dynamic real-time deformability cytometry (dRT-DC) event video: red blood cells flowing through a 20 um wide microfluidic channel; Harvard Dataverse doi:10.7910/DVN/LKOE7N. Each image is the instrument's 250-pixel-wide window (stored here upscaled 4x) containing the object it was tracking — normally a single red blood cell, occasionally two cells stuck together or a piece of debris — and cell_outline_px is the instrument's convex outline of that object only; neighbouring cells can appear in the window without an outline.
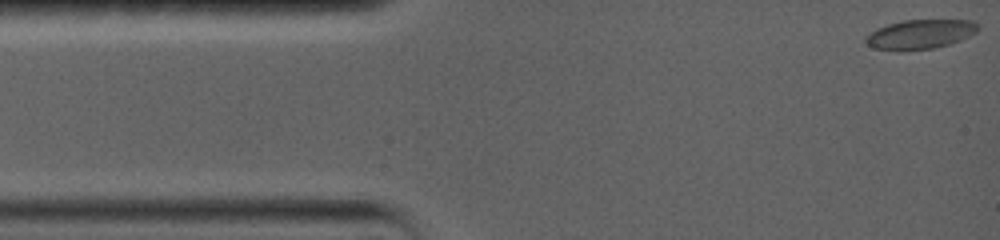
{"species": "common noctule bat (a hibernating species)", "species_latin": "Nyctalus noctula", "temperature_condition": "warm", "stored_images_in_passage": 42, "camera_frame_rate_fps": 5000, "um_per_image_px": 0.085, "animal": {"sex": "female", "body_mass_g": 19.0, "forearm_length_mm": 56.7}, "frame": {"image": 1, "passage_image": 1, "time_ms": 0.0, "image_size_px": [1000, 240], "cell_outline_px": [[980, 28], [976, 32], [960, 40], [948, 44], [932, 48], [876, 48], [868, 44], [864, 40], [864, 36], [876, 28], [888, 24], [904, 20], [972, 20]], "centroid_in_image_um": [78.23, 2.86], "position_along_channel_um": 6.8, "area_um2": 18.5}}
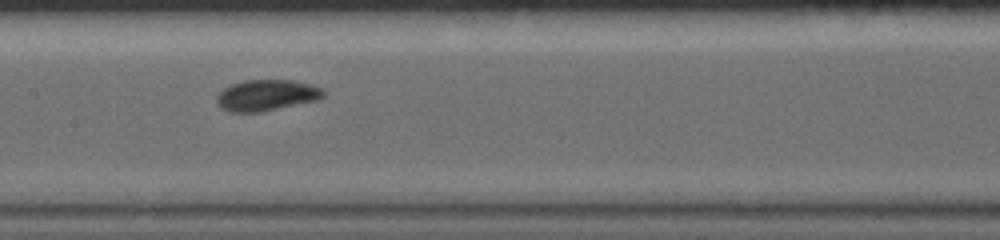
{"frame": {"image": 2, "passage_image": 25, "time_ms": 7.2, "image_size_px": [1000, 240], "cell_outline_px": [[324, 96], [316, 100], [260, 112], [228, 112], [220, 108], [216, 104], [216, 96], [224, 88], [232, 84], [244, 80], [296, 80], [324, 88]], "centroid_in_image_um": [22.63, 8.09], "position_along_channel_um": 184.8, "area_um2": 19.42}}
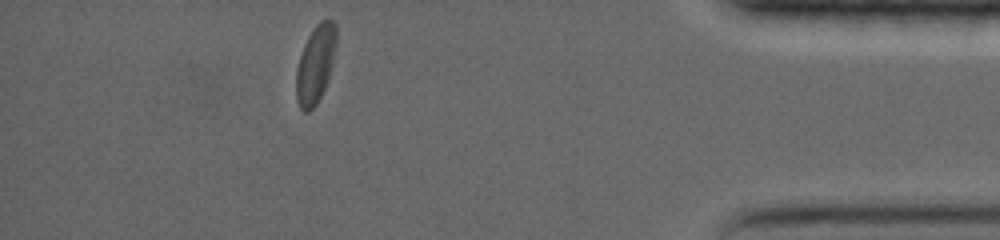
{"frame": {"image": 3, "passage_image": 42, "time_ms": 14.8, "image_size_px": [1000, 240], "cell_outline_px": [[336, 44], [332, 64], [328, 80], [316, 104], [308, 112], [304, 112], [300, 108], [296, 100], [296, 68], [304, 44], [308, 36], [316, 24], [320, 20], [332, 20], [336, 24]], "centroid_in_image_um": [26.8, 5.45], "position_along_channel_um": 408.4, "area_um2": 18.15}, "authors_computed_cell_mechanics": {"area_um2": 18.7272, "velocity_mm_per_s": 3.5642, "shape_relaxation_time_tau1_ms": 3.7921, "shape_relaxation_time_tau2_ms": null, "deformation_change_tau1": 0.0916, "deformation_change_tau2": null}}